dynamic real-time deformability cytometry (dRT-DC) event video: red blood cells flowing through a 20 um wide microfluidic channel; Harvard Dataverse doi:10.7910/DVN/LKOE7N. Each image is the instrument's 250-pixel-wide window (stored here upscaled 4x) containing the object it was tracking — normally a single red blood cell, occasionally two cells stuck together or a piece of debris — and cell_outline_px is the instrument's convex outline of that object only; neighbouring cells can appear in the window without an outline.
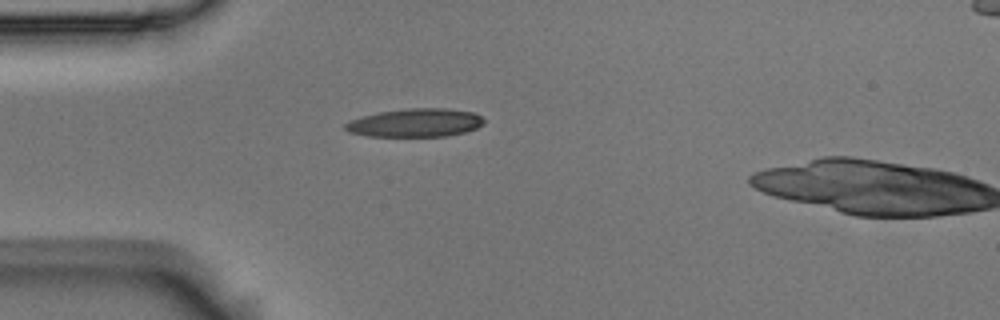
{"species": "Egyptian fruit bat (a non-hibernating species)", "species_latin": "Rousettus aegyptiacus", "temperature_condition": "room temperature", "stored_images_in_passage": 2, "camera_frame_rate_fps": 3000, "um_per_image_px": 0.085, "animal": {"sex": "male"}, "frame": {"image": 1, "passage_image": 1, "time_ms": 0.0, "image_size_px": [1000, 320], "cell_outline_px": [[484, 124], [476, 128], [464, 132], [448, 136], [368, 136], [348, 132], [344, 128], [344, 124], [348, 120], [360, 116], [380, 112], [404, 108], [444, 108], [472, 112], [480, 116], [484, 120]], "centroid_in_image_um": [35.26, 10.43], "position_along_channel_um": 49.7, "area_um2": 23.0}}